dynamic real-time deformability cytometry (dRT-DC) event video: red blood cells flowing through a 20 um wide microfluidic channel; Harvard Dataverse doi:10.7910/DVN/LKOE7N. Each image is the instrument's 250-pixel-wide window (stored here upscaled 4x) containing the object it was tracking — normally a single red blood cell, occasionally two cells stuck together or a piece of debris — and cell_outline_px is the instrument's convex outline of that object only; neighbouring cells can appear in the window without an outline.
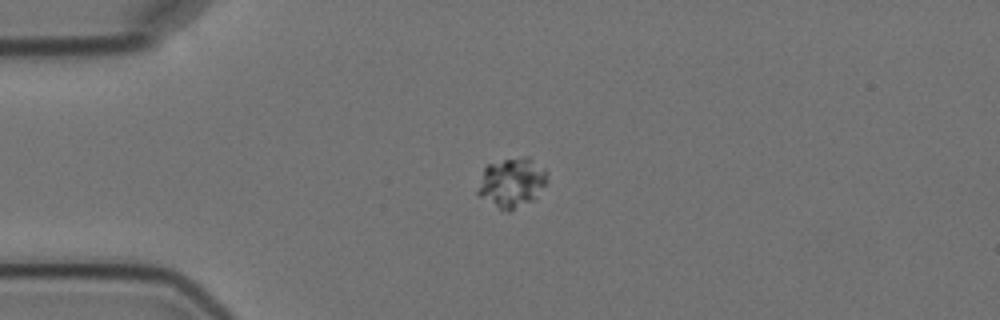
{"species": "Egyptian fruit bat (a non-hibernating species)", "species_latin": "Rousettus aegyptiacus", "temperature_condition": "cold", "stored_images_in_passage": 2, "camera_frame_rate_fps": 3000, "um_per_image_px": 0.085, "animal": {"sex": "female"}, "frame": {"image": 1, "passage_image": 1, "time_ms": 0.0, "image_size_px": [1000, 320], "cell_outline_px": [[548, 172], [544, 184], [536, 200], [508, 212], [500, 212], [476, 196], [476, 192], [484, 168], [488, 164], [504, 160], [524, 156], [528, 156], [544, 168]], "centroid_in_image_um": [43.47, 15.58], "position_along_channel_um": 41.5, "area_um2": 20.63}}